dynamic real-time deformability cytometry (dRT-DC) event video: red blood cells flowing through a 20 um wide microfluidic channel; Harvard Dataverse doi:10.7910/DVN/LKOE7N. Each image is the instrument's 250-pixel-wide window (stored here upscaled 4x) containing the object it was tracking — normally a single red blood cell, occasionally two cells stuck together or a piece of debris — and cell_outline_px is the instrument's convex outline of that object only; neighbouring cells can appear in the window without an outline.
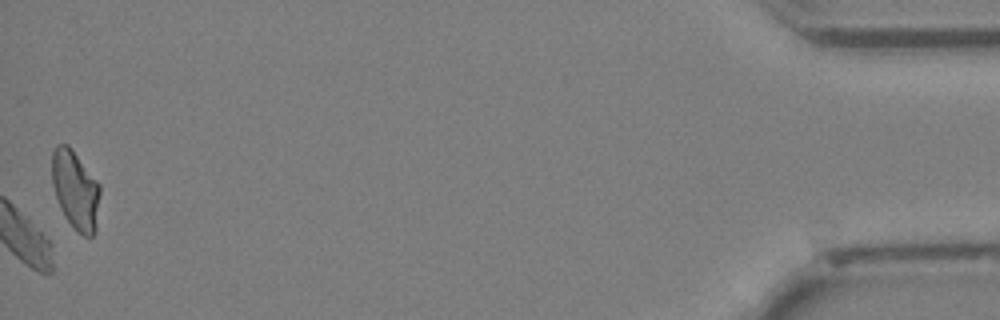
{"species": "Egyptian fruit bat (a non-hibernating species)", "species_latin": "Rousettus aegyptiacus", "temperature_condition": "cold", "stored_images_in_passage": 42, "camera_frame_rate_fps": 3000, "um_per_image_px": 0.085, "animal": {"sex": "female"}, "frame": {"image": 1, "passage_image": 42, "time_ms": 13.667, "image_size_px": [1000, 320], "cell_outline_px": [[100, 192], [96, 232], [92, 236], [84, 236], [76, 232], [64, 216], [60, 208], [52, 184], [52, 152], [56, 144], [68, 144], [72, 148], [100, 184]], "centroid_in_image_um": [6.42, 16.15], "position_along_channel_um": 428.8, "area_um2": 22.37}}